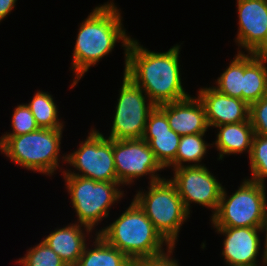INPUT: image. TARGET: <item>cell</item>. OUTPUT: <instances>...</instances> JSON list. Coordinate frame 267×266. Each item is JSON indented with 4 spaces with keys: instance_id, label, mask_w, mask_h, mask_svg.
Listing matches in <instances>:
<instances>
[{
    "instance_id": "6da1fadb",
    "label": "cell",
    "mask_w": 267,
    "mask_h": 266,
    "mask_svg": "<svg viewBox=\"0 0 267 266\" xmlns=\"http://www.w3.org/2000/svg\"><path fill=\"white\" fill-rule=\"evenodd\" d=\"M180 45L166 52L143 48L131 38L126 49L124 74L138 85L156 106L186 99L179 65Z\"/></svg>"
},
{
    "instance_id": "7a4b0ae2",
    "label": "cell",
    "mask_w": 267,
    "mask_h": 266,
    "mask_svg": "<svg viewBox=\"0 0 267 266\" xmlns=\"http://www.w3.org/2000/svg\"><path fill=\"white\" fill-rule=\"evenodd\" d=\"M120 9L111 1L99 5L80 23L74 50L72 71L75 78L73 88L91 66L96 65L102 57L112 52L117 42L122 41L124 47L125 66L126 49L131 40L122 25Z\"/></svg>"
},
{
    "instance_id": "3957f363",
    "label": "cell",
    "mask_w": 267,
    "mask_h": 266,
    "mask_svg": "<svg viewBox=\"0 0 267 266\" xmlns=\"http://www.w3.org/2000/svg\"><path fill=\"white\" fill-rule=\"evenodd\" d=\"M96 234L132 261L165 253L163 245L171 247L134 200L119 218Z\"/></svg>"
},
{
    "instance_id": "277c9868",
    "label": "cell",
    "mask_w": 267,
    "mask_h": 266,
    "mask_svg": "<svg viewBox=\"0 0 267 266\" xmlns=\"http://www.w3.org/2000/svg\"><path fill=\"white\" fill-rule=\"evenodd\" d=\"M62 130L39 128L18 136H1L0 150L17 165L50 176L59 167Z\"/></svg>"
},
{
    "instance_id": "5b68a950",
    "label": "cell",
    "mask_w": 267,
    "mask_h": 266,
    "mask_svg": "<svg viewBox=\"0 0 267 266\" xmlns=\"http://www.w3.org/2000/svg\"><path fill=\"white\" fill-rule=\"evenodd\" d=\"M145 212L155 229L171 245L176 246L180 227L189 213L184 207L176 186L163 178L149 183L148 192L138 191L133 199Z\"/></svg>"
},
{
    "instance_id": "8992f818",
    "label": "cell",
    "mask_w": 267,
    "mask_h": 266,
    "mask_svg": "<svg viewBox=\"0 0 267 266\" xmlns=\"http://www.w3.org/2000/svg\"><path fill=\"white\" fill-rule=\"evenodd\" d=\"M66 189L77 215V222L93 230L107 218L111 206L123 197L119 182L95 181L80 176L63 175Z\"/></svg>"
},
{
    "instance_id": "52a82bcc",
    "label": "cell",
    "mask_w": 267,
    "mask_h": 266,
    "mask_svg": "<svg viewBox=\"0 0 267 266\" xmlns=\"http://www.w3.org/2000/svg\"><path fill=\"white\" fill-rule=\"evenodd\" d=\"M265 191L266 185L246 178L230 197L223 187L218 209L211 216L213 227L262 228L267 208Z\"/></svg>"
},
{
    "instance_id": "ba28073f",
    "label": "cell",
    "mask_w": 267,
    "mask_h": 266,
    "mask_svg": "<svg viewBox=\"0 0 267 266\" xmlns=\"http://www.w3.org/2000/svg\"><path fill=\"white\" fill-rule=\"evenodd\" d=\"M115 115L108 139H142L149 113L155 104L129 77L123 75Z\"/></svg>"
},
{
    "instance_id": "9c48e42d",
    "label": "cell",
    "mask_w": 267,
    "mask_h": 266,
    "mask_svg": "<svg viewBox=\"0 0 267 266\" xmlns=\"http://www.w3.org/2000/svg\"><path fill=\"white\" fill-rule=\"evenodd\" d=\"M62 160L79 171L74 173L71 170H64L63 175L80 176L95 181L119 182L115 171L113 140L104 137L95 128L91 129L76 151L63 155Z\"/></svg>"
},
{
    "instance_id": "30bf717a",
    "label": "cell",
    "mask_w": 267,
    "mask_h": 266,
    "mask_svg": "<svg viewBox=\"0 0 267 266\" xmlns=\"http://www.w3.org/2000/svg\"><path fill=\"white\" fill-rule=\"evenodd\" d=\"M113 157L117 180L123 186L148 174L150 183L162 179L158 171L164 168L143 139L113 140Z\"/></svg>"
},
{
    "instance_id": "8fae6325",
    "label": "cell",
    "mask_w": 267,
    "mask_h": 266,
    "mask_svg": "<svg viewBox=\"0 0 267 266\" xmlns=\"http://www.w3.org/2000/svg\"><path fill=\"white\" fill-rule=\"evenodd\" d=\"M174 175L170 180L176 186L184 207L190 214V204L195 202L203 207L212 209V216L216 213L222 184L210 173L207 167L184 165L173 169Z\"/></svg>"
},
{
    "instance_id": "7c38bea8",
    "label": "cell",
    "mask_w": 267,
    "mask_h": 266,
    "mask_svg": "<svg viewBox=\"0 0 267 266\" xmlns=\"http://www.w3.org/2000/svg\"><path fill=\"white\" fill-rule=\"evenodd\" d=\"M236 43L247 53L267 54V0H237Z\"/></svg>"
},
{
    "instance_id": "4fadbf2b",
    "label": "cell",
    "mask_w": 267,
    "mask_h": 266,
    "mask_svg": "<svg viewBox=\"0 0 267 266\" xmlns=\"http://www.w3.org/2000/svg\"><path fill=\"white\" fill-rule=\"evenodd\" d=\"M225 236L222 255L229 266H258L257 256L261 249L259 232L253 227H215Z\"/></svg>"
},
{
    "instance_id": "5bb4252c",
    "label": "cell",
    "mask_w": 267,
    "mask_h": 266,
    "mask_svg": "<svg viewBox=\"0 0 267 266\" xmlns=\"http://www.w3.org/2000/svg\"><path fill=\"white\" fill-rule=\"evenodd\" d=\"M198 92L209 127L234 124L249 119V105L238 98L219 92L212 87H203Z\"/></svg>"
},
{
    "instance_id": "9a60e30c",
    "label": "cell",
    "mask_w": 267,
    "mask_h": 266,
    "mask_svg": "<svg viewBox=\"0 0 267 266\" xmlns=\"http://www.w3.org/2000/svg\"><path fill=\"white\" fill-rule=\"evenodd\" d=\"M181 136L174 132L166 114L158 107L149 113L142 136L154 153L156 160L165 169L175 159Z\"/></svg>"
},
{
    "instance_id": "2e32d148",
    "label": "cell",
    "mask_w": 267,
    "mask_h": 266,
    "mask_svg": "<svg viewBox=\"0 0 267 266\" xmlns=\"http://www.w3.org/2000/svg\"><path fill=\"white\" fill-rule=\"evenodd\" d=\"M158 107L166 114L170 128L180 136L206 133L209 129L204 106L198 97L189 96Z\"/></svg>"
},
{
    "instance_id": "e0dca14e",
    "label": "cell",
    "mask_w": 267,
    "mask_h": 266,
    "mask_svg": "<svg viewBox=\"0 0 267 266\" xmlns=\"http://www.w3.org/2000/svg\"><path fill=\"white\" fill-rule=\"evenodd\" d=\"M84 227V228H82ZM92 230L78 223L57 228L46 236L43 241L62 259L67 266H76L83 254L86 244V234Z\"/></svg>"
},
{
    "instance_id": "ac0fdd59",
    "label": "cell",
    "mask_w": 267,
    "mask_h": 266,
    "mask_svg": "<svg viewBox=\"0 0 267 266\" xmlns=\"http://www.w3.org/2000/svg\"><path fill=\"white\" fill-rule=\"evenodd\" d=\"M217 127L219 131L216 134L217 139L213 145H216L215 147L219 151L218 160H222L225 155L240 154L246 151L250 155L255 132L249 119Z\"/></svg>"
},
{
    "instance_id": "d6986e66",
    "label": "cell",
    "mask_w": 267,
    "mask_h": 266,
    "mask_svg": "<svg viewBox=\"0 0 267 266\" xmlns=\"http://www.w3.org/2000/svg\"><path fill=\"white\" fill-rule=\"evenodd\" d=\"M267 54L244 53L242 100L248 105L267 95Z\"/></svg>"
},
{
    "instance_id": "ffe728a7",
    "label": "cell",
    "mask_w": 267,
    "mask_h": 266,
    "mask_svg": "<svg viewBox=\"0 0 267 266\" xmlns=\"http://www.w3.org/2000/svg\"><path fill=\"white\" fill-rule=\"evenodd\" d=\"M94 240V247L85 246L76 266H133L132 260L100 234H95Z\"/></svg>"
},
{
    "instance_id": "44dd1931",
    "label": "cell",
    "mask_w": 267,
    "mask_h": 266,
    "mask_svg": "<svg viewBox=\"0 0 267 266\" xmlns=\"http://www.w3.org/2000/svg\"><path fill=\"white\" fill-rule=\"evenodd\" d=\"M53 99L48 92L37 91L33 99L28 104L26 103L39 128H64L62 121L58 119V108Z\"/></svg>"
},
{
    "instance_id": "7402d4cb",
    "label": "cell",
    "mask_w": 267,
    "mask_h": 266,
    "mask_svg": "<svg viewBox=\"0 0 267 266\" xmlns=\"http://www.w3.org/2000/svg\"><path fill=\"white\" fill-rule=\"evenodd\" d=\"M204 135L205 133L181 136L176 157L167 167L176 169L184 166L185 162H192L190 166H202L200 162L207 153V147L212 145L205 142Z\"/></svg>"
},
{
    "instance_id": "603a6c76",
    "label": "cell",
    "mask_w": 267,
    "mask_h": 266,
    "mask_svg": "<svg viewBox=\"0 0 267 266\" xmlns=\"http://www.w3.org/2000/svg\"><path fill=\"white\" fill-rule=\"evenodd\" d=\"M214 86L219 92L242 100L244 83V52L239 50L229 66L225 68Z\"/></svg>"
},
{
    "instance_id": "cb8c5ba5",
    "label": "cell",
    "mask_w": 267,
    "mask_h": 266,
    "mask_svg": "<svg viewBox=\"0 0 267 266\" xmlns=\"http://www.w3.org/2000/svg\"><path fill=\"white\" fill-rule=\"evenodd\" d=\"M251 181L265 185L267 177V136L254 135L249 155Z\"/></svg>"
},
{
    "instance_id": "d4e9b609",
    "label": "cell",
    "mask_w": 267,
    "mask_h": 266,
    "mask_svg": "<svg viewBox=\"0 0 267 266\" xmlns=\"http://www.w3.org/2000/svg\"><path fill=\"white\" fill-rule=\"evenodd\" d=\"M21 266H67L43 240L17 261Z\"/></svg>"
},
{
    "instance_id": "484cf974",
    "label": "cell",
    "mask_w": 267,
    "mask_h": 266,
    "mask_svg": "<svg viewBox=\"0 0 267 266\" xmlns=\"http://www.w3.org/2000/svg\"><path fill=\"white\" fill-rule=\"evenodd\" d=\"M12 133H7L2 136H18L31 133L39 129L33 114L26 104H19L12 115Z\"/></svg>"
},
{
    "instance_id": "4316f807",
    "label": "cell",
    "mask_w": 267,
    "mask_h": 266,
    "mask_svg": "<svg viewBox=\"0 0 267 266\" xmlns=\"http://www.w3.org/2000/svg\"><path fill=\"white\" fill-rule=\"evenodd\" d=\"M249 120L255 135L267 136V95L249 105Z\"/></svg>"
},
{
    "instance_id": "83f0119b",
    "label": "cell",
    "mask_w": 267,
    "mask_h": 266,
    "mask_svg": "<svg viewBox=\"0 0 267 266\" xmlns=\"http://www.w3.org/2000/svg\"><path fill=\"white\" fill-rule=\"evenodd\" d=\"M174 248L175 246L167 247L166 253L154 257L135 260L133 261V266H179L178 261L171 256Z\"/></svg>"
},
{
    "instance_id": "f1b7e54d",
    "label": "cell",
    "mask_w": 267,
    "mask_h": 266,
    "mask_svg": "<svg viewBox=\"0 0 267 266\" xmlns=\"http://www.w3.org/2000/svg\"><path fill=\"white\" fill-rule=\"evenodd\" d=\"M17 0H0V22L14 9Z\"/></svg>"
},
{
    "instance_id": "f546056e",
    "label": "cell",
    "mask_w": 267,
    "mask_h": 266,
    "mask_svg": "<svg viewBox=\"0 0 267 266\" xmlns=\"http://www.w3.org/2000/svg\"><path fill=\"white\" fill-rule=\"evenodd\" d=\"M262 233H265V238H264V251H263V254H262V262L264 264V266H266L267 264V208H266V211H265V216H264V219H263V224H262ZM265 231V232H264Z\"/></svg>"
}]
</instances>
